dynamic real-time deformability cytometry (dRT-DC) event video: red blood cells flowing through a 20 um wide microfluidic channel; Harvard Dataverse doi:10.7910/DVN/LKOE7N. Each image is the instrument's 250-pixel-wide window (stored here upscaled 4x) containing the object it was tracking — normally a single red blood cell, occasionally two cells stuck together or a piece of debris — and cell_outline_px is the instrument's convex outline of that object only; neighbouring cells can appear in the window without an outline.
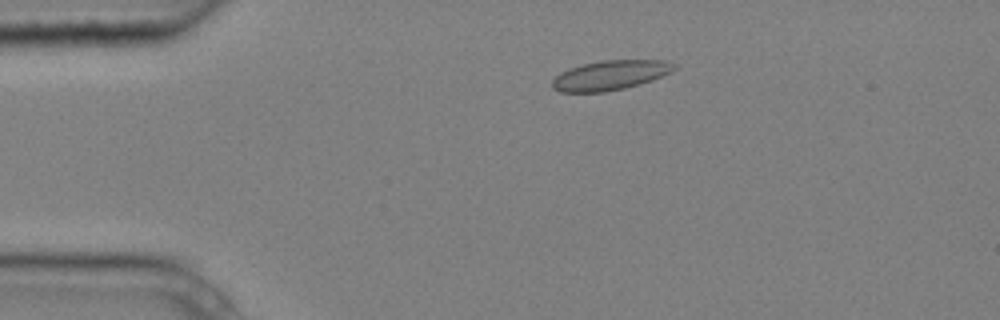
{"species": "common noctule bat (a hibernating species)", "species_latin": "Nyctalus noctula", "temperature_condition": "cold", "stored_images_in_passage": 3, "camera_frame_rate_fps": 3000, "um_per_image_px": 0.085, "animal": {"sex": "male", "body_mass_g": 20.4}, "frame": {"image": 1, "passage_image": 2, "time_ms": 0.333, "image_size_px": [1000, 320], "cell_outline_px": [[676, 68], [672, 72], [652, 80], [640, 84], [624, 88], [604, 92], [560, 92], [552, 88], [552, 80], [560, 72], [580, 64], [600, 60], [668, 60], [676, 64]], "centroid_in_image_um": [51.88, 6.38], "position_along_channel_um": 33.1, "area_um2": 21.27}}